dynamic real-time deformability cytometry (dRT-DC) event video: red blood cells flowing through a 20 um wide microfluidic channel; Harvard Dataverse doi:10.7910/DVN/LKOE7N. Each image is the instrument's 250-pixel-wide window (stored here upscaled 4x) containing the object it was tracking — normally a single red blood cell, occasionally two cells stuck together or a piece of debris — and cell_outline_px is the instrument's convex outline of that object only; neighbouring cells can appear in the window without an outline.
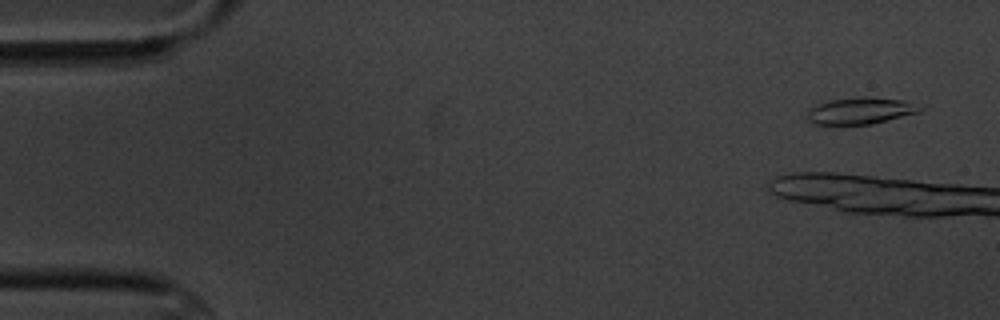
{"species": "common noctule bat (a hibernating species)", "species_latin": "Nyctalus noctula", "temperature_condition": "cold", "stored_images_in_passage": 5, "camera_frame_rate_fps": 3000, "um_per_image_px": 0.085, "animal": {"sex": "male", "body_mass_g": 20.1, "forearm_length_mm": 53.5}, "frame": {"image": 1, "passage_image": 1, "time_ms": 0.0, "image_size_px": [1000, 320], "cell_outline_px": [[924, 108], [920, 112], [872, 124], [812, 124], [808, 120], [804, 112], [808, 108], [816, 104], [832, 100], [856, 96], [864, 96], [904, 100]], "centroid_in_image_um": [73.08, 9.41], "position_along_channel_um": 11.9, "area_um2": 17.74}}